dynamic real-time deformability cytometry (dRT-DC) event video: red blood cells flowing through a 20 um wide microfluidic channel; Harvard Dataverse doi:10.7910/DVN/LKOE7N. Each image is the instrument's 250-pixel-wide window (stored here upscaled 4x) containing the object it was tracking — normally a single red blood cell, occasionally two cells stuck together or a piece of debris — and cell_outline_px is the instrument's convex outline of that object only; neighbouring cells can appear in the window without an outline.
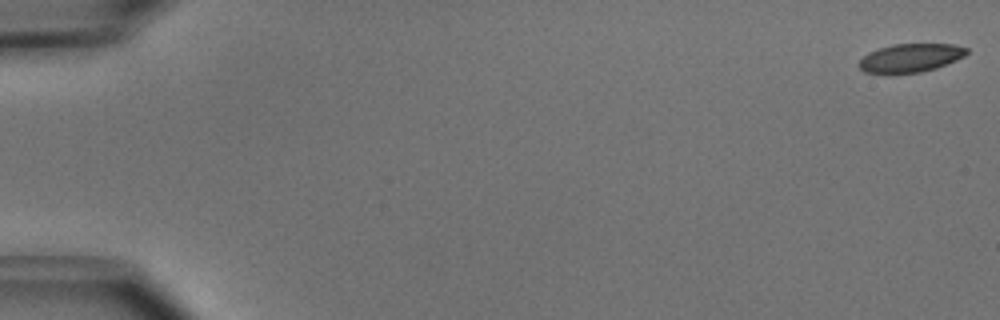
{"species": "common noctule bat (a hibernating species)", "species_latin": "Nyctalus noctula", "temperature_condition": "cold", "stored_images_in_passage": 51, "camera_frame_rate_fps": 3000, "um_per_image_px": 0.085, "animal": {"sex": "male", "body_mass_g": 15.6}, "frame": {"image": 1, "passage_image": 1, "time_ms": 0.0, "image_size_px": [1000, 320], "cell_outline_px": [[968, 52], [964, 56], [956, 60], [936, 68], [920, 72], [892, 76], [888, 76], [864, 72], [856, 64], [868, 52], [892, 44], [952, 44], [968, 48]], "centroid_in_image_um": [77.32, 4.96], "position_along_channel_um": 7.7, "area_um2": 18.44}}
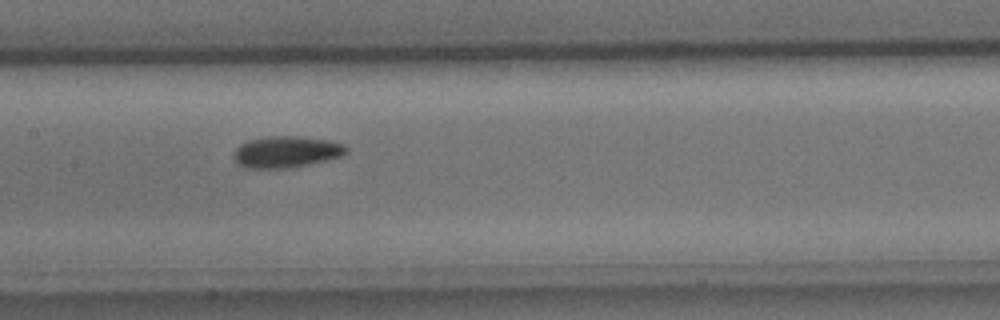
{"frame": {"image": 2, "passage_image": 26, "time_ms": 8.333, "image_size_px": [1000, 320], "cell_outline_px": [[348, 152], [344, 156], [292, 168], [244, 168], [232, 156], [232, 152], [240, 144], [248, 140], [268, 136], [296, 136], [324, 140], [344, 144], [348, 148]], "centroid_in_image_um": [24.33, 12.92], "position_along_channel_um": 183.1, "area_um2": 20.75}}
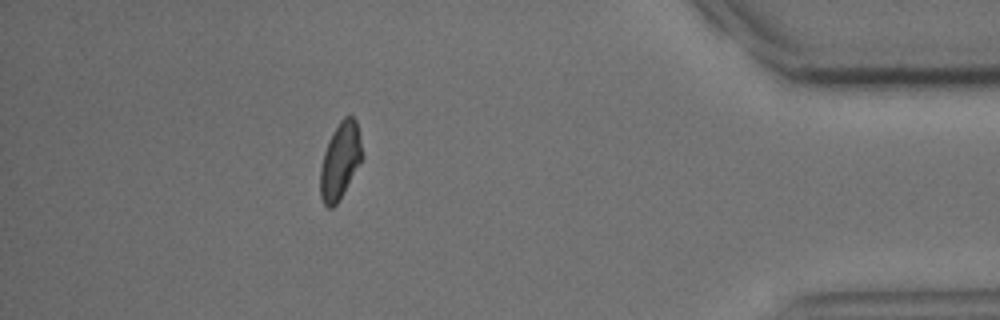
{"frame": {"image": 3, "passage_image": 46, "time_ms": 15.0, "image_size_px": [1000, 320], "cell_outline_px": [[364, 156], [336, 204], [332, 208], [328, 208], [324, 204], [320, 196], [320, 168], [324, 152], [328, 140], [332, 132], [340, 120], [344, 116], [352, 116], [356, 120]], "centroid_in_image_um": [28.9, 13.64], "position_along_channel_um": 406.3, "area_um2": 18.55}, "authors_computed_cell_mechanics": {"area_um2": 19.2474, "velocity_mm_per_s": 3.9752, "shape_relaxation_time_tau1_ms": 3.0343, "shape_relaxation_time_tau2_ms": 5.699, "deformation_change_tau1": 0.0958, "deformation_change_tau2": 0.0835}}